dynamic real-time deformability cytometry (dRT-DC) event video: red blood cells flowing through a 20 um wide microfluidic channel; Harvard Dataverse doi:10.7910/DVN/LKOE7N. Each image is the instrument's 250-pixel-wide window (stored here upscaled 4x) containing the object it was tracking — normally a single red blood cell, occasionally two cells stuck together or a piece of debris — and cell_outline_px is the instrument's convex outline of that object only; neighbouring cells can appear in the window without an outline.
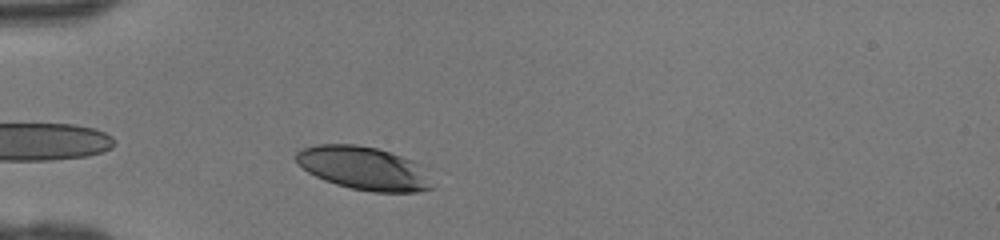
{"species": "human", "species_latin": "Homo sapiens", "temperature_condition": "room temperature", "stored_images_in_passage": 31, "camera_frame_rate_fps": 3000, "um_per_image_px": 0.085, "donor": {"sex": "female"}, "frame": {"image": 1, "passage_image": 2, "time_ms": 0.333, "image_size_px": [1000, 240], "cell_outline_px": [[436, 188], [416, 192], [372, 192], [352, 188], [336, 184], [324, 180], [308, 172], [296, 160], [296, 152], [300, 148], [316, 144], [356, 144], [376, 148], [424, 164]], "centroid_in_image_um": [30.99, 14.3], "position_along_channel_um": 54.0, "area_um2": 34.68}}
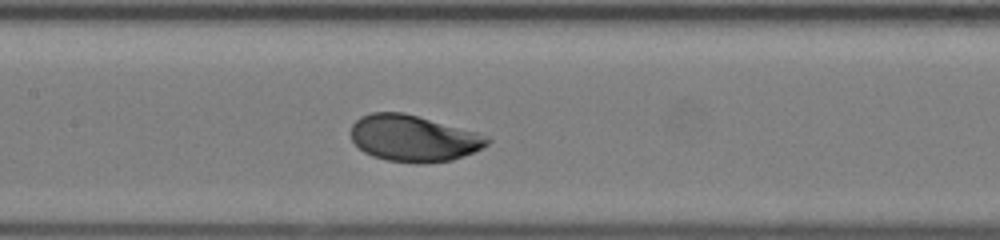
{"frame": {"image": 2, "passage_image": 11, "time_ms": 3.333, "image_size_px": [1000, 240], "cell_outline_px": [[492, 140], [488, 144], [472, 152], [452, 160], [424, 164], [416, 164], [388, 160], [372, 156], [364, 152], [352, 140], [352, 124], [360, 116], [372, 112], [404, 112], [476, 132], [488, 136]], "centroid_in_image_um": [35.14, 11.76], "position_along_channel_um": 172.3, "area_um2": 36.82}}
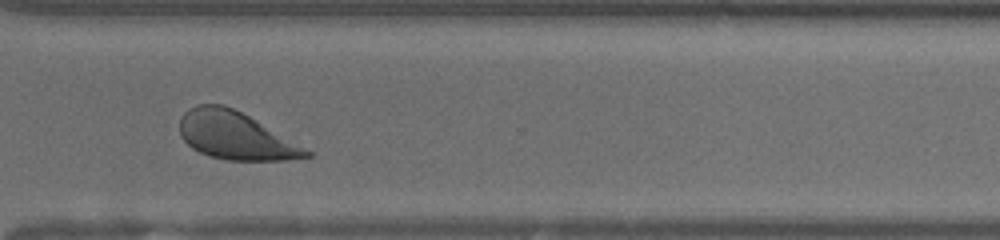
{"frame": {"image": 3, "passage_image": 23, "time_ms": 7.333, "image_size_px": [1000, 240], "cell_outline_px": [[316, 152], [312, 156], [288, 160], [224, 160], [208, 156], [192, 148], [180, 136], [180, 120], [184, 112], [188, 108], [196, 104], [224, 104], [256, 120]], "centroid_in_image_um": [20.05, 11.54], "position_along_channel_um": 350.6, "area_um2": 35.43}}